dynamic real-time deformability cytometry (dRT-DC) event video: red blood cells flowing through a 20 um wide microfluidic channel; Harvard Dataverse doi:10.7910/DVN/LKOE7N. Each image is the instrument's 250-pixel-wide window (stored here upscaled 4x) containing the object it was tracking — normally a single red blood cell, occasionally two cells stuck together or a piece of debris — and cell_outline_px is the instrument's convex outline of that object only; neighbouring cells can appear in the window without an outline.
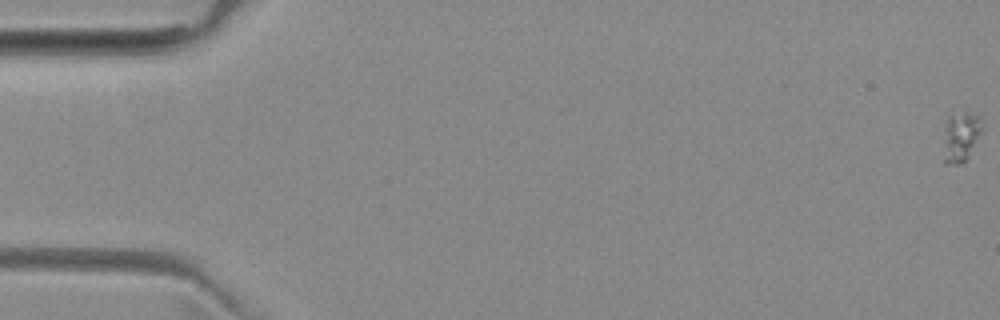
{"species": "common noctule bat (a hibernating species)", "species_latin": "Nyctalus noctula", "temperature_condition": "room temperature", "stored_images_in_passage": 6, "camera_frame_rate_fps": 3000, "um_per_image_px": 0.085, "animal": {"sex": "female", "body_mass_g": 29.2, "forearm_length_mm": 56.3}, "frame": {"image": 1, "passage_image": 1, "time_ms": 0.0, "image_size_px": [1000, 320], "cell_outline_px": [[984, 128], [968, 156], [960, 164], [944, 164], [944, 160], [948, 116], [964, 112], [968, 112], [980, 116], [984, 124]], "centroid_in_image_um": [81.74, 11.59], "position_along_channel_um": 3.3, "area_um2": 10.87}}